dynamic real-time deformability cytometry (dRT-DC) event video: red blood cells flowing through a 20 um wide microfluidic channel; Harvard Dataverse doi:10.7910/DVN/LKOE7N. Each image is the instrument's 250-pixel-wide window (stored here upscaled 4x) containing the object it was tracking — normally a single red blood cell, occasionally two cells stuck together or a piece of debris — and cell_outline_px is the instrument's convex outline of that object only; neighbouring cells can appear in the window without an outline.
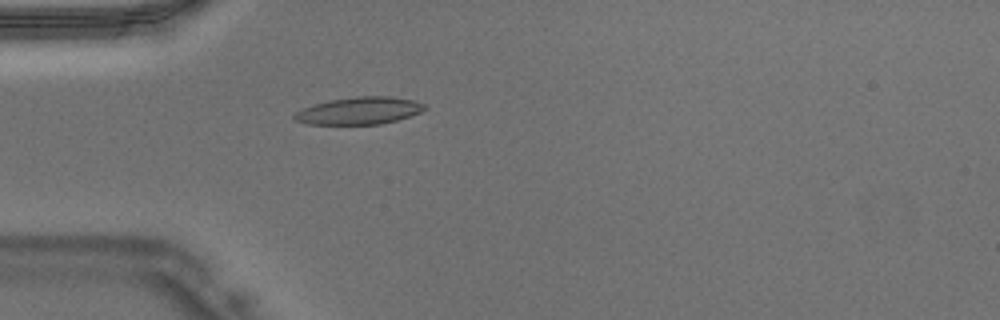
{"species": "Egyptian fruit bat (a non-hibernating species)", "species_latin": "Rousettus aegyptiacus", "temperature_condition": "warm", "stored_images_in_passage": 47, "camera_frame_rate_fps": 3000, "um_per_image_px": 0.085, "animal": {"sex": "male"}, "frame": {"image": 1, "passage_image": 14, "time_ms": 4.333, "image_size_px": [1000, 320], "cell_outline_px": [[428, 108], [420, 112], [396, 120], [380, 124], [308, 124], [296, 120], [292, 116], [300, 108], [328, 100], [356, 96], [388, 96], [412, 100], [424, 104]], "centroid_in_image_um": [30.5, 9.4], "position_along_channel_um": 54.5, "area_um2": 20.63}}
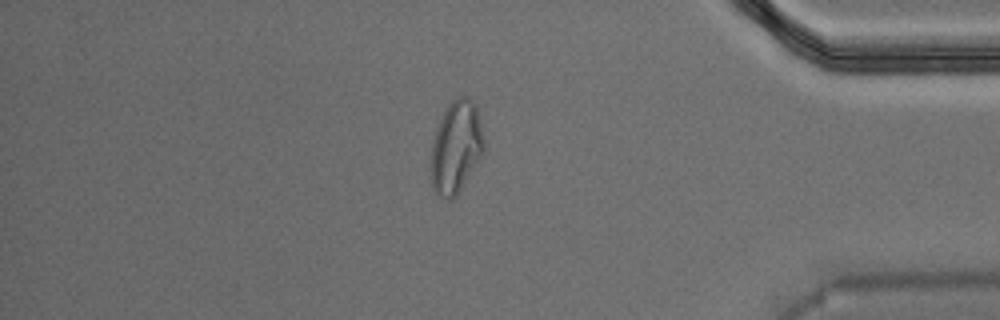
{"frame": {"image": 2, "passage_image": 40, "time_ms": 13.0, "image_size_px": [1000, 320], "cell_outline_px": [[484, 148], [480, 156], [456, 196], [452, 200], [448, 200], [440, 196], [432, 188], [432, 144], [436, 128], [448, 104], [452, 100], [460, 96], [468, 96], [476, 104], [484, 136]], "centroid_in_image_um": [38.77, 12.46], "position_along_channel_um": 396.4, "area_um2": 28.09}}